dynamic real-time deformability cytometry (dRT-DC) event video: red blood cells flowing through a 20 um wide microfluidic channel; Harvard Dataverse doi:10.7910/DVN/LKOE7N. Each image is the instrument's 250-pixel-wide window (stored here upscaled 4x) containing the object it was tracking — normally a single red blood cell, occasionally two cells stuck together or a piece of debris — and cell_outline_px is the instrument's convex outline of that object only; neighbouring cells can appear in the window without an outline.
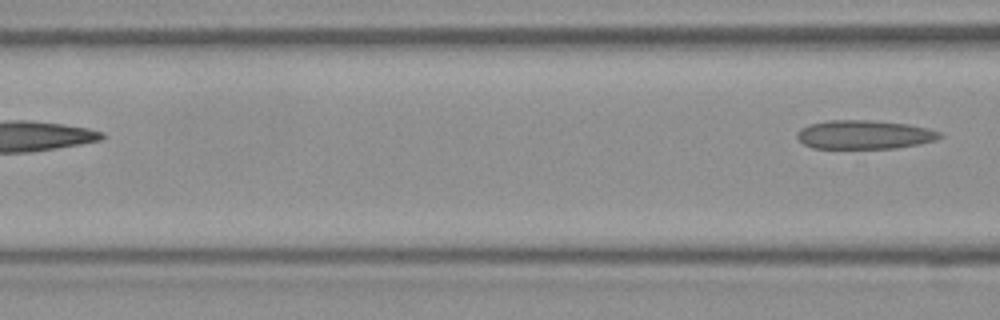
{"species": "Egyptian fruit bat (a non-hibernating species)", "species_latin": "Rousettus aegyptiacus", "temperature_condition": "room temperature", "stored_images_in_passage": 5, "camera_frame_rate_fps": 3000, "um_per_image_px": 0.085, "frame": {"image": 1, "passage_image": 5, "time_ms": 1.333, "image_size_px": [1000, 320], "cell_outline_px": [[944, 136], [936, 140], [920, 144], [896, 148], [812, 148], [804, 144], [796, 136], [796, 132], [800, 128], [808, 124], [828, 120], [872, 120], [908, 124], [928, 128], [940, 132]], "centroid_in_image_um": [73.47, 11.44], "position_along_channel_um": 93.1, "area_um2": 24.16}}